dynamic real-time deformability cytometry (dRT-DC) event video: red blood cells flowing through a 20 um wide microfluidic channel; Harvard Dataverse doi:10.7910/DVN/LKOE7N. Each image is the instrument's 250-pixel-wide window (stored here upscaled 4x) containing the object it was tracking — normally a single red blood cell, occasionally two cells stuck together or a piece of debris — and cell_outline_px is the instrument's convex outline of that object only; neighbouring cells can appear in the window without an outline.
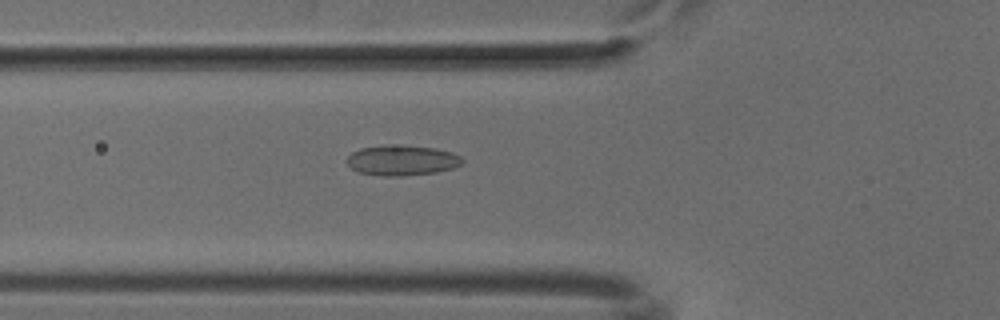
{"species": "common noctule bat (a hibernating species)", "species_latin": "Nyctalus noctula", "temperature_condition": "cold", "stored_images_in_passage": 52, "camera_frame_rate_fps": 3000, "um_per_image_px": 0.085, "animal": {"sex": "male", "body_mass_g": 18.8}, "frame": {"image": 1, "passage_image": 19, "time_ms": 6.0, "image_size_px": [1000, 320], "cell_outline_px": [[464, 160], [460, 164], [452, 168], [436, 172], [404, 176], [384, 176], [356, 172], [348, 164], [348, 156], [352, 152], [360, 148], [384, 144], [404, 144], [436, 148], [452, 152], [460, 156]], "centroid_in_image_um": [34.15, 13.61], "position_along_channel_um": 91.6, "area_um2": 20.69}}
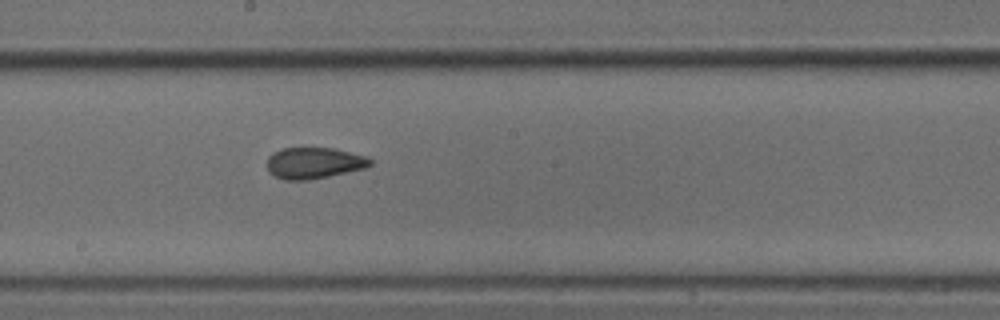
{"frame": {"image": 2, "passage_image": 29, "time_ms": 9.333, "image_size_px": [1000, 320], "cell_outline_px": [[372, 164], [364, 168], [328, 176], [308, 180], [284, 180], [268, 172], [268, 156], [272, 152], [284, 148], [332, 148], [368, 156], [372, 160]], "centroid_in_image_um": [26.68, 13.85], "position_along_channel_um": 221.5, "area_um2": 18.73}}
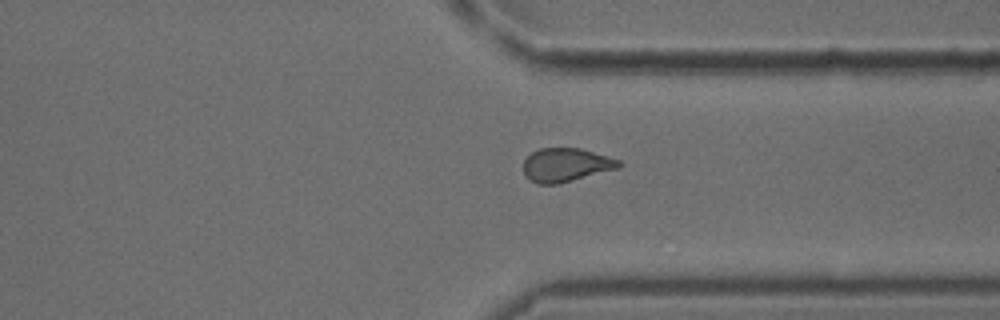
{"frame": {"image": 3, "passage_image": 40, "time_ms": 13.0, "image_size_px": [1000, 320], "cell_outline_px": [[620, 168], [556, 184], [536, 184], [528, 180], [524, 176], [524, 160], [532, 152], [540, 148], [580, 148], [620, 160]], "centroid_in_image_um": [48.07, 14.02], "position_along_channel_um": 363.3, "area_um2": 18.67}}